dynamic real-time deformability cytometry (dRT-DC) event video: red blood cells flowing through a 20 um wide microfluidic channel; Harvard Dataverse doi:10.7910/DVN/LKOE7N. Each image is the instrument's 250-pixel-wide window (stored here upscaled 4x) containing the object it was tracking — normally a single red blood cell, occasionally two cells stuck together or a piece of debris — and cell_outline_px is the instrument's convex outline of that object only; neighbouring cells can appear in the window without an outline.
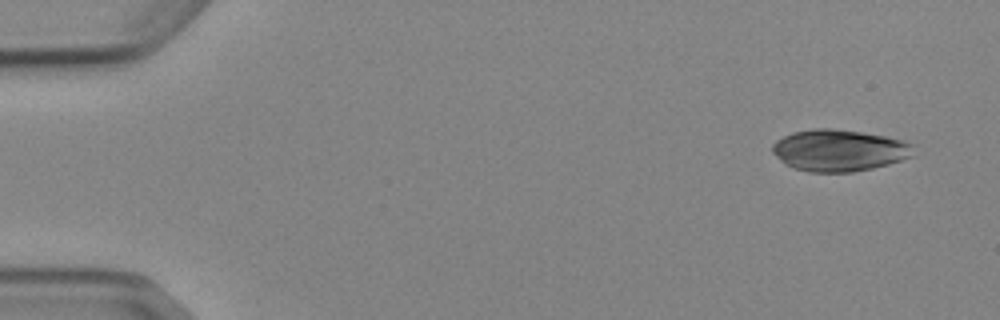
{"species": "Egyptian fruit bat (a non-hibernating species)", "species_latin": "Rousettus aegyptiacus", "temperature_condition": "cold", "stored_images_in_passage": 5, "camera_frame_rate_fps": 3000, "um_per_image_px": 0.085, "animal": {"sex": "female"}, "frame": {"image": 1, "passage_image": 1, "time_ms": 0.0, "image_size_px": [1000, 320], "cell_outline_px": [[916, 156], [888, 164], [872, 168], [852, 172], [808, 172], [796, 168], [788, 164], [776, 156], [772, 152], [772, 144], [776, 140], [792, 132], [812, 128], [832, 128], [860, 132], [884, 136], [904, 140], [916, 144]], "centroid_in_image_um": [71.4, 12.77], "position_along_channel_um": 13.6, "area_um2": 34.56}}